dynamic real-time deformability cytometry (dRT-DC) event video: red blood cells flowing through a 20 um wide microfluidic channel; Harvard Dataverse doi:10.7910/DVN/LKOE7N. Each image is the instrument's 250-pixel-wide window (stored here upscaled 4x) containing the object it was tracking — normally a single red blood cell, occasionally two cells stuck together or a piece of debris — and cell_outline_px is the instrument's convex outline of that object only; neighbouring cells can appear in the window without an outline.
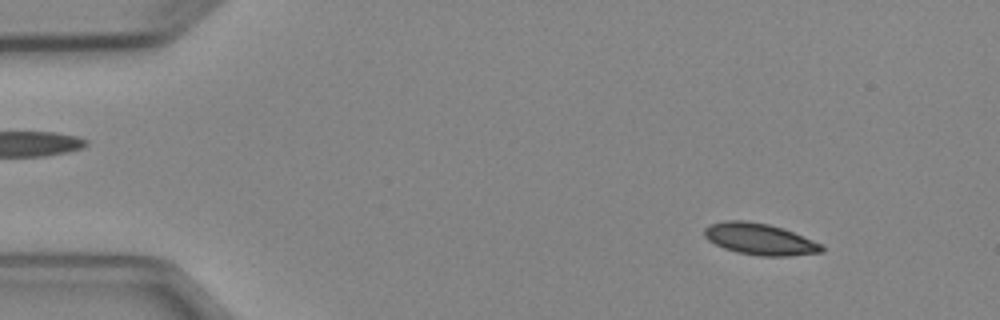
{"species": "Egyptian fruit bat (a non-hibernating species)", "species_latin": "Rousettus aegyptiacus", "temperature_condition": "cold", "stored_images_in_passage": 5, "camera_frame_rate_fps": 3000, "um_per_image_px": 0.085, "animal": {"sex": "female"}, "frame": {"image": 1, "passage_image": 1, "time_ms": 0.0, "image_size_px": [1000, 320], "cell_outline_px": [[824, 252], [788, 256], [760, 256], [736, 252], [724, 248], [708, 240], [704, 236], [704, 228], [708, 224], [724, 220], [744, 220], [768, 224], [784, 228], [824, 244]], "centroid_in_image_um": [64.6, 20.32], "position_along_channel_um": 20.4, "area_um2": 21.85}}
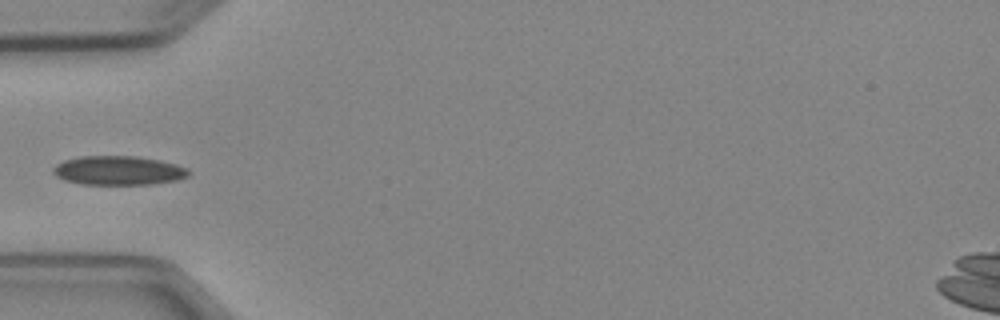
{"frame": {"image": 2, "passage_image": 4, "time_ms": 3.667, "image_size_px": [1000, 320], "cell_outline_px": [[192, 172], [188, 176], [176, 180], [152, 184], [80, 184], [64, 180], [56, 176], [52, 172], [52, 168], [56, 164], [64, 160], [80, 156], [136, 156], [160, 160], [176, 164], [188, 168]], "centroid_in_image_um": [10.06, 14.49], "position_along_channel_um": 74.9, "area_um2": 23.12}}